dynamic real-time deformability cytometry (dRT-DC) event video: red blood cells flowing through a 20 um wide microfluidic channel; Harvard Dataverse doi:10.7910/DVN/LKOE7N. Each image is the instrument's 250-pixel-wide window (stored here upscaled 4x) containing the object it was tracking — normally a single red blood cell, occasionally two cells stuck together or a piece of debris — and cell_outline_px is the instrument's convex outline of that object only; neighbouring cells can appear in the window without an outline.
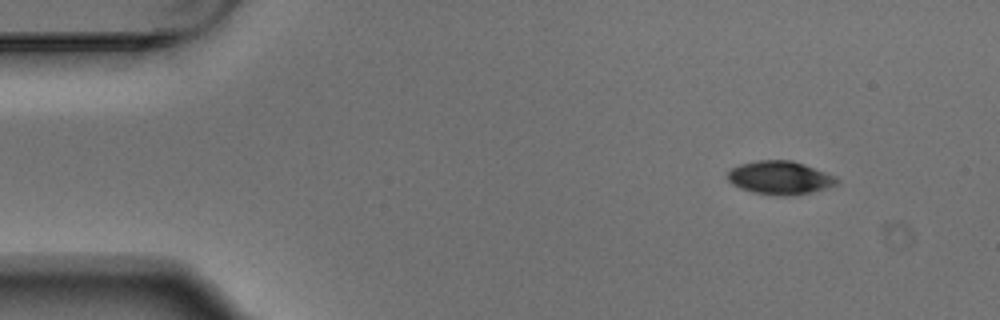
{"species": "Egyptian fruit bat (a non-hibernating species)", "species_latin": "Rousettus aegyptiacus", "temperature_condition": "warm", "stored_images_in_passage": 4, "camera_frame_rate_fps": 3000, "um_per_image_px": 0.085, "animal": {"sex": "male"}, "frame": {"image": 1, "passage_image": 1, "time_ms": 0.0, "image_size_px": [1000, 320], "cell_outline_px": [[840, 180], [836, 184], [828, 188], [812, 192], [788, 196], [780, 196], [752, 192], [740, 188], [732, 184], [728, 180], [728, 172], [732, 168], [740, 164], [756, 160], [792, 160], [804, 164], [836, 176]], "centroid_in_image_um": [66.31, 15.11], "position_along_channel_um": 18.7, "area_um2": 21.33}}